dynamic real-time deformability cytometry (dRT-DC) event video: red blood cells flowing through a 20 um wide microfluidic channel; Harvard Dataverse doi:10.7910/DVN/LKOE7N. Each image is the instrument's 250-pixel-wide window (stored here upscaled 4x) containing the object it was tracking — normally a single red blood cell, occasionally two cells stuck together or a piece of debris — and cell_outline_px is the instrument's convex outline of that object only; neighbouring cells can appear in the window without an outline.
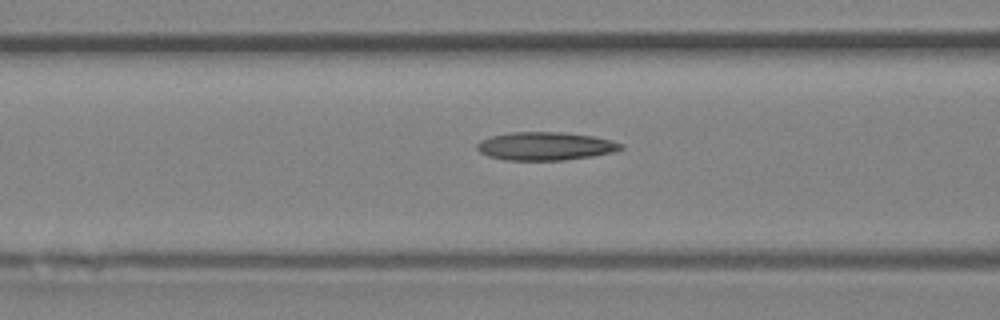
{"species": "Egyptian fruit bat (a non-hibernating species)", "species_latin": "Rousettus aegyptiacus", "temperature_condition": "room temperature", "stored_images_in_passage": 17, "camera_frame_rate_fps": 3000, "um_per_image_px": 0.085, "animal": {"sex": "female"}, "frame": {"image": 1, "passage_image": 15, "time_ms": 4.667, "image_size_px": [1000, 320], "cell_outline_px": [[624, 148], [612, 152], [592, 156], [564, 160], [504, 160], [488, 156], [480, 152], [476, 148], [476, 144], [480, 140], [492, 136], [508, 132], [564, 132], [592, 136], [612, 140], [624, 144]], "centroid_in_image_um": [46.34, 12.42], "position_along_channel_um": 120.3, "area_um2": 23.76}}